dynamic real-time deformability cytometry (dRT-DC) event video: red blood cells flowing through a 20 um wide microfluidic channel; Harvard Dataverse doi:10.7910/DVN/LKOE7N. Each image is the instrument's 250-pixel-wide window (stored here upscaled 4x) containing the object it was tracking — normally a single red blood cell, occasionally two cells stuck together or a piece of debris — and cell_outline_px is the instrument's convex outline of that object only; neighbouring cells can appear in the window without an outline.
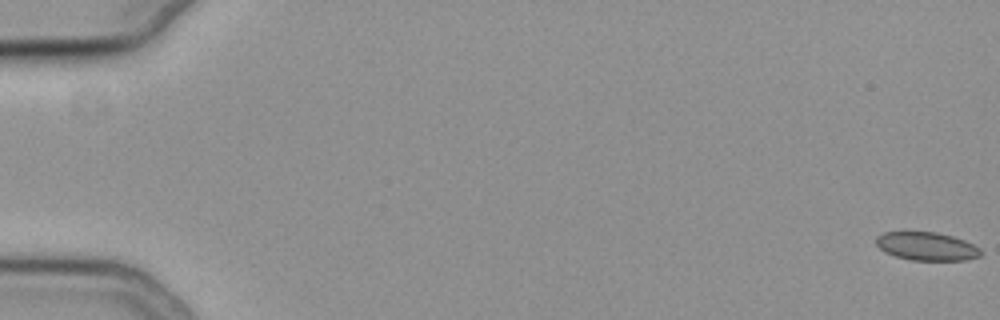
{"species": "common noctule bat (a hibernating species)", "species_latin": "Nyctalus noctula", "temperature_condition": "cold", "stored_images_in_passage": 3, "camera_frame_rate_fps": 3000, "um_per_image_px": 0.085, "animal": {"sex": "female", "body_mass_g": 19.3, "forearm_length_mm": 54.1}, "frame": {"image": 1, "passage_image": 1, "time_ms": 0.0, "image_size_px": [1000, 320], "cell_outline_px": [[984, 252], [980, 256], [964, 260], [912, 260], [896, 256], [884, 252], [876, 244], [876, 236], [884, 232], [904, 228], [936, 232], [952, 236], [964, 240], [980, 248]], "centroid_in_image_um": [78.71, 20.88], "position_along_channel_um": 6.3, "area_um2": 17.98}}